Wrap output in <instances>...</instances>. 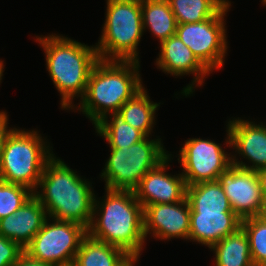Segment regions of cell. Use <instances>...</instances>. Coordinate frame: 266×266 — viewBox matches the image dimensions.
I'll use <instances>...</instances> for the list:
<instances>
[{
	"label": "cell",
	"mask_w": 266,
	"mask_h": 266,
	"mask_svg": "<svg viewBox=\"0 0 266 266\" xmlns=\"http://www.w3.org/2000/svg\"><path fill=\"white\" fill-rule=\"evenodd\" d=\"M260 181L262 195L266 196V168H262L256 171Z\"/></svg>",
	"instance_id": "obj_30"
},
{
	"label": "cell",
	"mask_w": 266,
	"mask_h": 266,
	"mask_svg": "<svg viewBox=\"0 0 266 266\" xmlns=\"http://www.w3.org/2000/svg\"><path fill=\"white\" fill-rule=\"evenodd\" d=\"M76 173L53 155L33 195L46 209L48 218L74 222L87 229L92 220L95 195L90 182ZM38 187L42 190L37 191Z\"/></svg>",
	"instance_id": "obj_2"
},
{
	"label": "cell",
	"mask_w": 266,
	"mask_h": 266,
	"mask_svg": "<svg viewBox=\"0 0 266 266\" xmlns=\"http://www.w3.org/2000/svg\"><path fill=\"white\" fill-rule=\"evenodd\" d=\"M50 218L24 248L30 258L54 266H72L87 229L80 224Z\"/></svg>",
	"instance_id": "obj_8"
},
{
	"label": "cell",
	"mask_w": 266,
	"mask_h": 266,
	"mask_svg": "<svg viewBox=\"0 0 266 266\" xmlns=\"http://www.w3.org/2000/svg\"><path fill=\"white\" fill-rule=\"evenodd\" d=\"M140 257L130 256L121 266H134Z\"/></svg>",
	"instance_id": "obj_32"
},
{
	"label": "cell",
	"mask_w": 266,
	"mask_h": 266,
	"mask_svg": "<svg viewBox=\"0 0 266 266\" xmlns=\"http://www.w3.org/2000/svg\"><path fill=\"white\" fill-rule=\"evenodd\" d=\"M23 253L17 242L0 235V266H13Z\"/></svg>",
	"instance_id": "obj_27"
},
{
	"label": "cell",
	"mask_w": 266,
	"mask_h": 266,
	"mask_svg": "<svg viewBox=\"0 0 266 266\" xmlns=\"http://www.w3.org/2000/svg\"><path fill=\"white\" fill-rule=\"evenodd\" d=\"M13 266H54V265L34 260L30 258L27 254L23 253Z\"/></svg>",
	"instance_id": "obj_29"
},
{
	"label": "cell",
	"mask_w": 266,
	"mask_h": 266,
	"mask_svg": "<svg viewBox=\"0 0 266 266\" xmlns=\"http://www.w3.org/2000/svg\"><path fill=\"white\" fill-rule=\"evenodd\" d=\"M179 153L178 161L183 167L181 174L186 186L216 181L232 165V157L219 144L208 139H187Z\"/></svg>",
	"instance_id": "obj_10"
},
{
	"label": "cell",
	"mask_w": 266,
	"mask_h": 266,
	"mask_svg": "<svg viewBox=\"0 0 266 266\" xmlns=\"http://www.w3.org/2000/svg\"><path fill=\"white\" fill-rule=\"evenodd\" d=\"M226 144L235 149L243 158L251 161L252 166L232 157V165L257 171L266 168V126L242 119L230 120L227 125Z\"/></svg>",
	"instance_id": "obj_13"
},
{
	"label": "cell",
	"mask_w": 266,
	"mask_h": 266,
	"mask_svg": "<svg viewBox=\"0 0 266 266\" xmlns=\"http://www.w3.org/2000/svg\"><path fill=\"white\" fill-rule=\"evenodd\" d=\"M129 257L124 250L87 234L81 241L72 266H121Z\"/></svg>",
	"instance_id": "obj_18"
},
{
	"label": "cell",
	"mask_w": 266,
	"mask_h": 266,
	"mask_svg": "<svg viewBox=\"0 0 266 266\" xmlns=\"http://www.w3.org/2000/svg\"><path fill=\"white\" fill-rule=\"evenodd\" d=\"M47 218L46 209L32 195L14 214L0 219V235L17 242L24 249Z\"/></svg>",
	"instance_id": "obj_16"
},
{
	"label": "cell",
	"mask_w": 266,
	"mask_h": 266,
	"mask_svg": "<svg viewBox=\"0 0 266 266\" xmlns=\"http://www.w3.org/2000/svg\"><path fill=\"white\" fill-rule=\"evenodd\" d=\"M241 227L249 239L250 254L254 266H258L266 258V221L258 216L245 218Z\"/></svg>",
	"instance_id": "obj_25"
},
{
	"label": "cell",
	"mask_w": 266,
	"mask_h": 266,
	"mask_svg": "<svg viewBox=\"0 0 266 266\" xmlns=\"http://www.w3.org/2000/svg\"><path fill=\"white\" fill-rule=\"evenodd\" d=\"M262 3H263L264 5H266V0H262Z\"/></svg>",
	"instance_id": "obj_36"
},
{
	"label": "cell",
	"mask_w": 266,
	"mask_h": 266,
	"mask_svg": "<svg viewBox=\"0 0 266 266\" xmlns=\"http://www.w3.org/2000/svg\"><path fill=\"white\" fill-rule=\"evenodd\" d=\"M171 155L150 169L133 190L143 208L153 204L180 202L186 197L187 186L182 174L171 176L165 173Z\"/></svg>",
	"instance_id": "obj_14"
},
{
	"label": "cell",
	"mask_w": 266,
	"mask_h": 266,
	"mask_svg": "<svg viewBox=\"0 0 266 266\" xmlns=\"http://www.w3.org/2000/svg\"><path fill=\"white\" fill-rule=\"evenodd\" d=\"M141 9L143 31L150 29L160 44L176 34L177 22L167 0H141Z\"/></svg>",
	"instance_id": "obj_20"
},
{
	"label": "cell",
	"mask_w": 266,
	"mask_h": 266,
	"mask_svg": "<svg viewBox=\"0 0 266 266\" xmlns=\"http://www.w3.org/2000/svg\"><path fill=\"white\" fill-rule=\"evenodd\" d=\"M210 249L215 252L216 266H254L249 239L242 227L221 239Z\"/></svg>",
	"instance_id": "obj_21"
},
{
	"label": "cell",
	"mask_w": 266,
	"mask_h": 266,
	"mask_svg": "<svg viewBox=\"0 0 266 266\" xmlns=\"http://www.w3.org/2000/svg\"><path fill=\"white\" fill-rule=\"evenodd\" d=\"M106 19L96 51L101 60L138 61L142 37L141 0H107Z\"/></svg>",
	"instance_id": "obj_6"
},
{
	"label": "cell",
	"mask_w": 266,
	"mask_h": 266,
	"mask_svg": "<svg viewBox=\"0 0 266 266\" xmlns=\"http://www.w3.org/2000/svg\"><path fill=\"white\" fill-rule=\"evenodd\" d=\"M258 217L266 221V196H263L262 206Z\"/></svg>",
	"instance_id": "obj_31"
},
{
	"label": "cell",
	"mask_w": 266,
	"mask_h": 266,
	"mask_svg": "<svg viewBox=\"0 0 266 266\" xmlns=\"http://www.w3.org/2000/svg\"><path fill=\"white\" fill-rule=\"evenodd\" d=\"M4 66L5 65H3V61H1L0 60V82H1V80H2V75H3V69H4Z\"/></svg>",
	"instance_id": "obj_33"
},
{
	"label": "cell",
	"mask_w": 266,
	"mask_h": 266,
	"mask_svg": "<svg viewBox=\"0 0 266 266\" xmlns=\"http://www.w3.org/2000/svg\"><path fill=\"white\" fill-rule=\"evenodd\" d=\"M159 57L156 65L163 72L174 76L194 74L192 84L183 88L182 93L189 96L193 93L194 84L200 86L204 83V76L210 74V71L197 59L191 49L187 47L175 34L160 44Z\"/></svg>",
	"instance_id": "obj_15"
},
{
	"label": "cell",
	"mask_w": 266,
	"mask_h": 266,
	"mask_svg": "<svg viewBox=\"0 0 266 266\" xmlns=\"http://www.w3.org/2000/svg\"><path fill=\"white\" fill-rule=\"evenodd\" d=\"M229 7L201 22L177 24L176 35L210 72L223 67L228 48L224 16Z\"/></svg>",
	"instance_id": "obj_9"
},
{
	"label": "cell",
	"mask_w": 266,
	"mask_h": 266,
	"mask_svg": "<svg viewBox=\"0 0 266 266\" xmlns=\"http://www.w3.org/2000/svg\"><path fill=\"white\" fill-rule=\"evenodd\" d=\"M190 204L185 197L180 202L147 205L143 208L144 234L161 240L188 239L190 232Z\"/></svg>",
	"instance_id": "obj_12"
},
{
	"label": "cell",
	"mask_w": 266,
	"mask_h": 266,
	"mask_svg": "<svg viewBox=\"0 0 266 266\" xmlns=\"http://www.w3.org/2000/svg\"><path fill=\"white\" fill-rule=\"evenodd\" d=\"M46 56L49 75L61 94V107L74 109V97H84L89 76L100 60L96 46L60 35L36 36Z\"/></svg>",
	"instance_id": "obj_3"
},
{
	"label": "cell",
	"mask_w": 266,
	"mask_h": 266,
	"mask_svg": "<svg viewBox=\"0 0 266 266\" xmlns=\"http://www.w3.org/2000/svg\"><path fill=\"white\" fill-rule=\"evenodd\" d=\"M258 266H266V258Z\"/></svg>",
	"instance_id": "obj_35"
},
{
	"label": "cell",
	"mask_w": 266,
	"mask_h": 266,
	"mask_svg": "<svg viewBox=\"0 0 266 266\" xmlns=\"http://www.w3.org/2000/svg\"><path fill=\"white\" fill-rule=\"evenodd\" d=\"M159 105L160 103L150 100L143 87L121 106L119 113L122 114L125 122L149 137L155 124V114Z\"/></svg>",
	"instance_id": "obj_22"
},
{
	"label": "cell",
	"mask_w": 266,
	"mask_h": 266,
	"mask_svg": "<svg viewBox=\"0 0 266 266\" xmlns=\"http://www.w3.org/2000/svg\"><path fill=\"white\" fill-rule=\"evenodd\" d=\"M29 188L0 179V219L14 214L32 195Z\"/></svg>",
	"instance_id": "obj_26"
},
{
	"label": "cell",
	"mask_w": 266,
	"mask_h": 266,
	"mask_svg": "<svg viewBox=\"0 0 266 266\" xmlns=\"http://www.w3.org/2000/svg\"><path fill=\"white\" fill-rule=\"evenodd\" d=\"M5 111H0V161L2 157L3 146L7 133L11 130L8 129V117Z\"/></svg>",
	"instance_id": "obj_28"
},
{
	"label": "cell",
	"mask_w": 266,
	"mask_h": 266,
	"mask_svg": "<svg viewBox=\"0 0 266 266\" xmlns=\"http://www.w3.org/2000/svg\"><path fill=\"white\" fill-rule=\"evenodd\" d=\"M242 219L235 212H190L188 240L211 248L241 227Z\"/></svg>",
	"instance_id": "obj_17"
},
{
	"label": "cell",
	"mask_w": 266,
	"mask_h": 266,
	"mask_svg": "<svg viewBox=\"0 0 266 266\" xmlns=\"http://www.w3.org/2000/svg\"><path fill=\"white\" fill-rule=\"evenodd\" d=\"M224 7L231 6V3L228 0H218Z\"/></svg>",
	"instance_id": "obj_34"
},
{
	"label": "cell",
	"mask_w": 266,
	"mask_h": 266,
	"mask_svg": "<svg viewBox=\"0 0 266 266\" xmlns=\"http://www.w3.org/2000/svg\"><path fill=\"white\" fill-rule=\"evenodd\" d=\"M217 181L223 187L232 210L242 220L258 216L263 195L256 171L231 165Z\"/></svg>",
	"instance_id": "obj_11"
},
{
	"label": "cell",
	"mask_w": 266,
	"mask_h": 266,
	"mask_svg": "<svg viewBox=\"0 0 266 266\" xmlns=\"http://www.w3.org/2000/svg\"><path fill=\"white\" fill-rule=\"evenodd\" d=\"M38 131L11 129L5 138L0 161V179L25 186L33 192L47 161L55 154Z\"/></svg>",
	"instance_id": "obj_5"
},
{
	"label": "cell",
	"mask_w": 266,
	"mask_h": 266,
	"mask_svg": "<svg viewBox=\"0 0 266 266\" xmlns=\"http://www.w3.org/2000/svg\"><path fill=\"white\" fill-rule=\"evenodd\" d=\"M105 190L102 202L95 197L87 234L139 257L145 243L143 206L131 190Z\"/></svg>",
	"instance_id": "obj_1"
},
{
	"label": "cell",
	"mask_w": 266,
	"mask_h": 266,
	"mask_svg": "<svg viewBox=\"0 0 266 266\" xmlns=\"http://www.w3.org/2000/svg\"><path fill=\"white\" fill-rule=\"evenodd\" d=\"M111 115V121L106 116L94 126L110 148L130 147L146 137L141 131L125 122L121 113L112 112Z\"/></svg>",
	"instance_id": "obj_23"
},
{
	"label": "cell",
	"mask_w": 266,
	"mask_h": 266,
	"mask_svg": "<svg viewBox=\"0 0 266 266\" xmlns=\"http://www.w3.org/2000/svg\"><path fill=\"white\" fill-rule=\"evenodd\" d=\"M177 24L196 23L216 16L224 6L218 0H167Z\"/></svg>",
	"instance_id": "obj_24"
},
{
	"label": "cell",
	"mask_w": 266,
	"mask_h": 266,
	"mask_svg": "<svg viewBox=\"0 0 266 266\" xmlns=\"http://www.w3.org/2000/svg\"><path fill=\"white\" fill-rule=\"evenodd\" d=\"M186 198L191 212H234L217 180L187 186Z\"/></svg>",
	"instance_id": "obj_19"
},
{
	"label": "cell",
	"mask_w": 266,
	"mask_h": 266,
	"mask_svg": "<svg viewBox=\"0 0 266 266\" xmlns=\"http://www.w3.org/2000/svg\"><path fill=\"white\" fill-rule=\"evenodd\" d=\"M139 63L100 59L93 67L79 108L94 126L143 88Z\"/></svg>",
	"instance_id": "obj_4"
},
{
	"label": "cell",
	"mask_w": 266,
	"mask_h": 266,
	"mask_svg": "<svg viewBox=\"0 0 266 266\" xmlns=\"http://www.w3.org/2000/svg\"><path fill=\"white\" fill-rule=\"evenodd\" d=\"M110 149L101 178L105 180V187L112 190L133 191L146 173L169 155L161 138L145 137L130 147Z\"/></svg>",
	"instance_id": "obj_7"
}]
</instances>
